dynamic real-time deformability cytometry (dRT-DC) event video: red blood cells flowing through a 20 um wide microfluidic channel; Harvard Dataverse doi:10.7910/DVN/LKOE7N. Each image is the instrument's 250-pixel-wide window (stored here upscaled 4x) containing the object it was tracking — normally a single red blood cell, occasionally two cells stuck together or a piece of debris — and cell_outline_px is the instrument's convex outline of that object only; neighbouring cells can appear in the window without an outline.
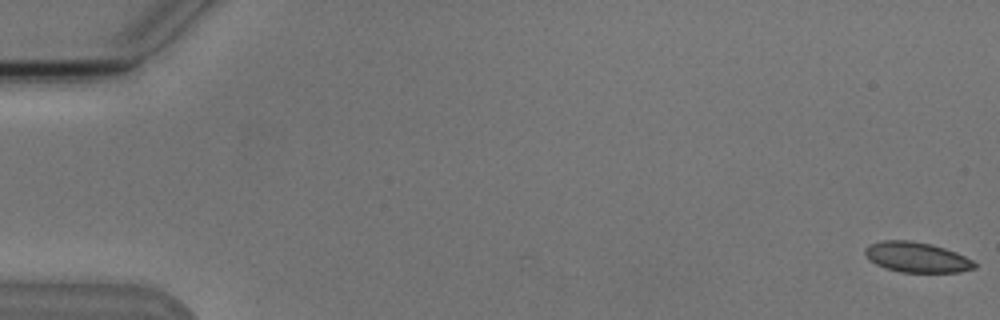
{"species": "Egyptian fruit bat (a non-hibernating species)", "species_latin": "Rousettus aegyptiacus", "temperature_condition": "cold", "stored_images_in_passage": 2, "camera_frame_rate_fps": 3000, "um_per_image_px": 0.085, "animal": {"sex": "male"}, "frame": {"image": 1, "passage_image": 2, "time_ms": 1.0, "image_size_px": [1000, 320], "cell_outline_px": [[976, 268], [960, 272], [900, 272], [884, 268], [868, 260], [864, 252], [864, 248], [868, 244], [884, 240], [908, 240], [932, 244], [956, 252], [972, 260], [976, 264]], "centroid_in_image_um": [77.89, 21.86], "position_along_channel_um": 7.1, "area_um2": 19.42}}